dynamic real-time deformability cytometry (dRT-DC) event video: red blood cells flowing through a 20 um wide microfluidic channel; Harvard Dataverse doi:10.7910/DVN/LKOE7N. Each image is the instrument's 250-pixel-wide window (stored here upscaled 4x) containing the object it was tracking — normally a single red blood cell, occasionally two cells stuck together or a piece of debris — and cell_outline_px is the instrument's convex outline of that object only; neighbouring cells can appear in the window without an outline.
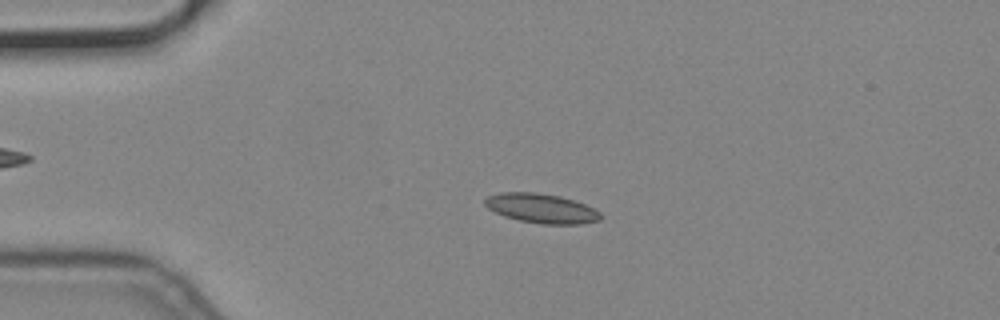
{"species": "common noctule bat (a hibernating species)", "species_latin": "Nyctalus noctula", "temperature_condition": "cold", "stored_images_in_passage": 4, "camera_frame_rate_fps": 3000, "um_per_image_px": 0.085, "animal": {"sex": "male", "body_mass_g": 19.2, "forearm_length_mm": 51.8}, "frame": {"image": 1, "passage_image": 3, "time_ms": 0.667, "image_size_px": [1000, 320], "cell_outline_px": [[604, 216], [600, 220], [580, 224], [540, 224], [520, 220], [504, 216], [488, 208], [484, 204], [484, 200], [488, 196], [500, 192], [536, 192], [560, 196], [584, 204], [600, 212]], "centroid_in_image_um": [46.02, 17.71], "position_along_channel_um": 39.0, "area_um2": 19.83}}